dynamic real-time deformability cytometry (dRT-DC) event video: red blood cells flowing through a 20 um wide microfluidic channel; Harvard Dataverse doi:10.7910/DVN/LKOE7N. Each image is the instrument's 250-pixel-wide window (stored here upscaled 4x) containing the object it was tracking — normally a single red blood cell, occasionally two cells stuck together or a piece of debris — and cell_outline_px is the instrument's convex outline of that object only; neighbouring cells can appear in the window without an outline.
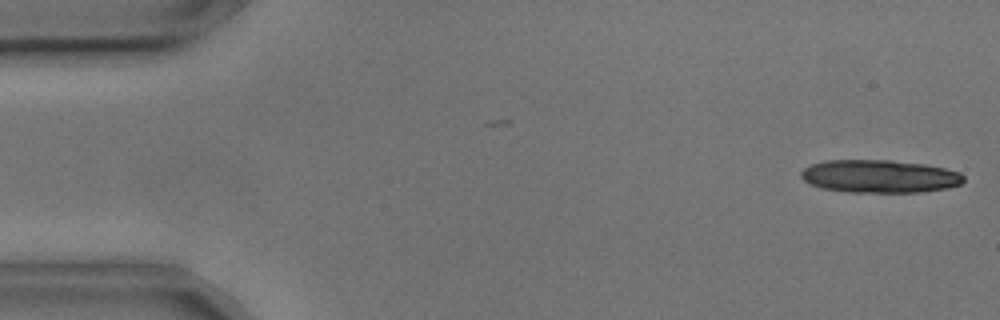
{"species": "common noctule bat (a hibernating species)", "species_latin": "Nyctalus noctula", "temperature_condition": "cold", "stored_images_in_passage": 5, "camera_frame_rate_fps": 3000, "um_per_image_px": 0.085, "animal": {"sex": "male", "body_mass_g": 17.9, "forearm_length_mm": 54.2}, "frame": {"image": 1, "passage_image": 1, "time_ms": 0.0, "image_size_px": [1000, 320], "cell_outline_px": [[964, 180], [960, 184], [948, 188], [920, 192], [848, 192], [820, 188], [804, 180], [800, 176], [800, 172], [804, 168], [812, 164], [824, 160], [892, 160], [924, 164], [944, 168], [960, 172], [964, 176]], "centroid_in_image_um": [74.76, 14.98], "position_along_channel_um": 10.2, "area_um2": 31.27}}